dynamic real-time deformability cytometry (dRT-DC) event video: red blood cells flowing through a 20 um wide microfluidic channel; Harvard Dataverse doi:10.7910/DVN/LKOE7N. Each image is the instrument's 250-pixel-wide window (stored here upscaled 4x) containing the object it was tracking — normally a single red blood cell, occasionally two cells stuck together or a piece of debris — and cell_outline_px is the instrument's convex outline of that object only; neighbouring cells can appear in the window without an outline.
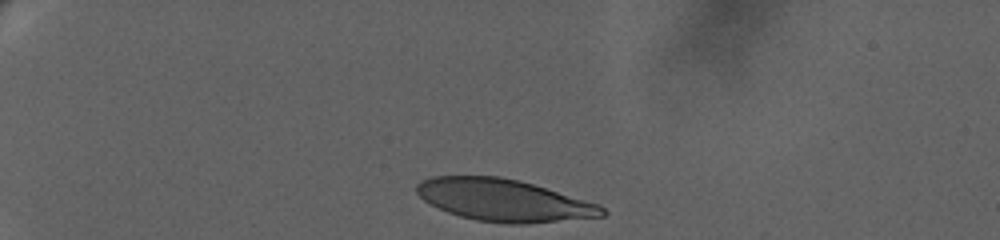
{"species": "human", "species_latin": "Homo sapiens", "temperature_condition": "warm", "stored_images_in_passage": 11, "camera_frame_rate_fps": 3000, "um_per_image_px": 0.085, "donor": {"sex": "female"}, "frame": {"image": 1, "passage_image": 1, "time_ms": 0.0, "image_size_px": [1000, 240], "cell_outline_px": [[608, 212], [604, 216], [528, 224], [508, 224], [476, 220], [460, 216], [448, 212], [428, 204], [416, 192], [416, 184], [420, 180], [432, 176], [500, 176], [532, 184], [600, 204]], "centroid_in_image_um": [42.8, 17.02], "position_along_channel_um": 42.2, "area_um2": 45.55}}
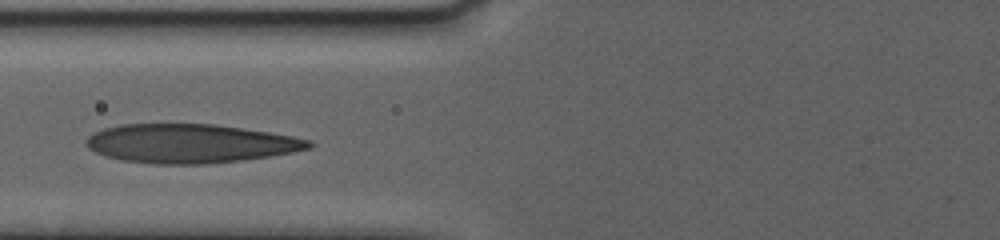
{"frame": {"image": 2, "passage_image": 8, "time_ms": 4.333, "image_size_px": [1000, 240], "cell_outline_px": [[316, 144], [312, 148], [292, 152], [268, 156], [240, 160], [204, 164], [156, 164], [120, 160], [96, 152], [88, 148], [84, 140], [92, 132], [104, 128], [120, 124], [216, 124], [268, 132], [292, 136], [312, 140]], "centroid_in_image_um": [16.16, 12.19], "position_along_channel_um": 109.6, "area_um2": 50.52}}
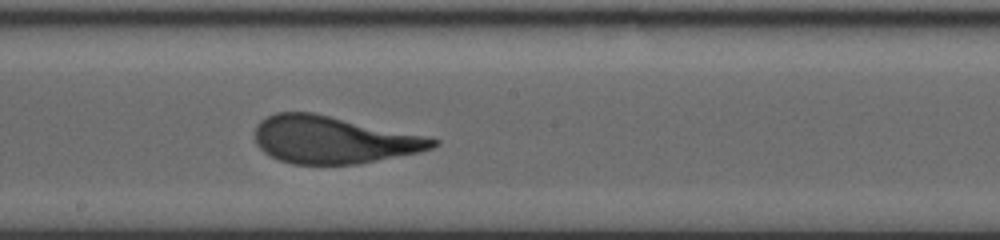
{"frame": {"image": 3, "passage_image": 11, "time_ms": 7.667, "image_size_px": [1000, 240], "cell_outline_px": [[440, 144], [432, 148], [420, 152], [360, 164], [292, 164], [280, 160], [264, 152], [256, 144], [256, 124], [260, 120], [276, 112], [312, 112], [432, 136], [440, 140]], "centroid_in_image_um": [28.41, 11.88], "position_along_channel_um": 219.8, "area_um2": 49.59}}